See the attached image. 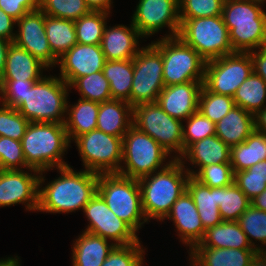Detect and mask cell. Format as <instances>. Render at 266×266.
I'll return each instance as SVG.
<instances>
[{
	"label": "cell",
	"instance_id": "1",
	"mask_svg": "<svg viewBox=\"0 0 266 266\" xmlns=\"http://www.w3.org/2000/svg\"><path fill=\"white\" fill-rule=\"evenodd\" d=\"M58 178L41 188L45 177L40 172L38 210L48 213H69L84 206L97 193L99 174L88 170L74 171L72 167H60Z\"/></svg>",
	"mask_w": 266,
	"mask_h": 266
},
{
	"label": "cell",
	"instance_id": "2",
	"mask_svg": "<svg viewBox=\"0 0 266 266\" xmlns=\"http://www.w3.org/2000/svg\"><path fill=\"white\" fill-rule=\"evenodd\" d=\"M179 159L164 169L138 179L141 189L142 210L148 219L163 221L176 200L186 191L190 174Z\"/></svg>",
	"mask_w": 266,
	"mask_h": 266
},
{
	"label": "cell",
	"instance_id": "3",
	"mask_svg": "<svg viewBox=\"0 0 266 266\" xmlns=\"http://www.w3.org/2000/svg\"><path fill=\"white\" fill-rule=\"evenodd\" d=\"M260 0H224L222 18L234 52L266 46V12Z\"/></svg>",
	"mask_w": 266,
	"mask_h": 266
},
{
	"label": "cell",
	"instance_id": "4",
	"mask_svg": "<svg viewBox=\"0 0 266 266\" xmlns=\"http://www.w3.org/2000/svg\"><path fill=\"white\" fill-rule=\"evenodd\" d=\"M29 168L46 172L69 166L63 154L70 147L64 123L30 122L21 140Z\"/></svg>",
	"mask_w": 266,
	"mask_h": 266
},
{
	"label": "cell",
	"instance_id": "5",
	"mask_svg": "<svg viewBox=\"0 0 266 266\" xmlns=\"http://www.w3.org/2000/svg\"><path fill=\"white\" fill-rule=\"evenodd\" d=\"M68 91L63 79L45 75L34 83L17 110L29 122L64 123Z\"/></svg>",
	"mask_w": 266,
	"mask_h": 266
},
{
	"label": "cell",
	"instance_id": "6",
	"mask_svg": "<svg viewBox=\"0 0 266 266\" xmlns=\"http://www.w3.org/2000/svg\"><path fill=\"white\" fill-rule=\"evenodd\" d=\"M97 193L109 209L135 232L145 222H148L142 210L138 179L125 177L118 173L99 174Z\"/></svg>",
	"mask_w": 266,
	"mask_h": 266
},
{
	"label": "cell",
	"instance_id": "7",
	"mask_svg": "<svg viewBox=\"0 0 266 266\" xmlns=\"http://www.w3.org/2000/svg\"><path fill=\"white\" fill-rule=\"evenodd\" d=\"M168 155L153 138L132 125L123 136L122 161L126 166L122 165L118 174L140 179L166 168L174 159L163 163Z\"/></svg>",
	"mask_w": 266,
	"mask_h": 266
},
{
	"label": "cell",
	"instance_id": "8",
	"mask_svg": "<svg viewBox=\"0 0 266 266\" xmlns=\"http://www.w3.org/2000/svg\"><path fill=\"white\" fill-rule=\"evenodd\" d=\"M151 43L162 55L165 86L204 80L206 60L180 37H162Z\"/></svg>",
	"mask_w": 266,
	"mask_h": 266
},
{
	"label": "cell",
	"instance_id": "9",
	"mask_svg": "<svg viewBox=\"0 0 266 266\" xmlns=\"http://www.w3.org/2000/svg\"><path fill=\"white\" fill-rule=\"evenodd\" d=\"M178 37L206 61L234 53L222 16L180 18Z\"/></svg>",
	"mask_w": 266,
	"mask_h": 266
},
{
	"label": "cell",
	"instance_id": "10",
	"mask_svg": "<svg viewBox=\"0 0 266 266\" xmlns=\"http://www.w3.org/2000/svg\"><path fill=\"white\" fill-rule=\"evenodd\" d=\"M183 122L169 116L157 102L140 103L133 107V125L153 138L170 155L178 153L179 159L184 153ZM171 152V153H170Z\"/></svg>",
	"mask_w": 266,
	"mask_h": 266
},
{
	"label": "cell",
	"instance_id": "11",
	"mask_svg": "<svg viewBox=\"0 0 266 266\" xmlns=\"http://www.w3.org/2000/svg\"><path fill=\"white\" fill-rule=\"evenodd\" d=\"M73 141L78 147L85 170L97 174L119 173L123 138L94 129Z\"/></svg>",
	"mask_w": 266,
	"mask_h": 266
},
{
	"label": "cell",
	"instance_id": "12",
	"mask_svg": "<svg viewBox=\"0 0 266 266\" xmlns=\"http://www.w3.org/2000/svg\"><path fill=\"white\" fill-rule=\"evenodd\" d=\"M133 81L130 92V105L155 103L164 89L163 59L161 52L151 43L141 47L133 58Z\"/></svg>",
	"mask_w": 266,
	"mask_h": 266
},
{
	"label": "cell",
	"instance_id": "13",
	"mask_svg": "<svg viewBox=\"0 0 266 266\" xmlns=\"http://www.w3.org/2000/svg\"><path fill=\"white\" fill-rule=\"evenodd\" d=\"M253 72L249 52H234L206 61L203 86L212 93L233 97Z\"/></svg>",
	"mask_w": 266,
	"mask_h": 266
},
{
	"label": "cell",
	"instance_id": "14",
	"mask_svg": "<svg viewBox=\"0 0 266 266\" xmlns=\"http://www.w3.org/2000/svg\"><path fill=\"white\" fill-rule=\"evenodd\" d=\"M83 212L89 221L85 232L110 239L115 245H129L139 241L137 233L109 209L98 193L84 206Z\"/></svg>",
	"mask_w": 266,
	"mask_h": 266
},
{
	"label": "cell",
	"instance_id": "15",
	"mask_svg": "<svg viewBox=\"0 0 266 266\" xmlns=\"http://www.w3.org/2000/svg\"><path fill=\"white\" fill-rule=\"evenodd\" d=\"M131 22L143 37H150L166 25L171 32L165 37L178 36L179 0H139Z\"/></svg>",
	"mask_w": 266,
	"mask_h": 266
},
{
	"label": "cell",
	"instance_id": "16",
	"mask_svg": "<svg viewBox=\"0 0 266 266\" xmlns=\"http://www.w3.org/2000/svg\"><path fill=\"white\" fill-rule=\"evenodd\" d=\"M18 33L13 43L25 49L48 68L57 65L58 58L52 53L45 30V14L38 8L16 21Z\"/></svg>",
	"mask_w": 266,
	"mask_h": 266
},
{
	"label": "cell",
	"instance_id": "17",
	"mask_svg": "<svg viewBox=\"0 0 266 266\" xmlns=\"http://www.w3.org/2000/svg\"><path fill=\"white\" fill-rule=\"evenodd\" d=\"M24 171L0 170V207L21 203L26 210H38L40 172Z\"/></svg>",
	"mask_w": 266,
	"mask_h": 266
},
{
	"label": "cell",
	"instance_id": "18",
	"mask_svg": "<svg viewBox=\"0 0 266 266\" xmlns=\"http://www.w3.org/2000/svg\"><path fill=\"white\" fill-rule=\"evenodd\" d=\"M105 62L101 45L76 43L58 59L59 77L70 86L79 77L103 71Z\"/></svg>",
	"mask_w": 266,
	"mask_h": 266
},
{
	"label": "cell",
	"instance_id": "19",
	"mask_svg": "<svg viewBox=\"0 0 266 266\" xmlns=\"http://www.w3.org/2000/svg\"><path fill=\"white\" fill-rule=\"evenodd\" d=\"M203 81H191L165 86L158 96V105L171 117L180 121L198 111Z\"/></svg>",
	"mask_w": 266,
	"mask_h": 266
},
{
	"label": "cell",
	"instance_id": "20",
	"mask_svg": "<svg viewBox=\"0 0 266 266\" xmlns=\"http://www.w3.org/2000/svg\"><path fill=\"white\" fill-rule=\"evenodd\" d=\"M167 218L173 221L178 236L183 244L189 245L190 251L202 241L206 230L202 225L196 205L187 190L173 204L165 219Z\"/></svg>",
	"mask_w": 266,
	"mask_h": 266
},
{
	"label": "cell",
	"instance_id": "21",
	"mask_svg": "<svg viewBox=\"0 0 266 266\" xmlns=\"http://www.w3.org/2000/svg\"><path fill=\"white\" fill-rule=\"evenodd\" d=\"M139 37L143 38L132 22L130 27L115 25L109 26V29L106 24L101 41L102 52L106 60L133 59L140 51L137 46Z\"/></svg>",
	"mask_w": 266,
	"mask_h": 266
},
{
	"label": "cell",
	"instance_id": "22",
	"mask_svg": "<svg viewBox=\"0 0 266 266\" xmlns=\"http://www.w3.org/2000/svg\"><path fill=\"white\" fill-rule=\"evenodd\" d=\"M230 154L231 148L219 137L213 135L191 144L179 160L184 164L185 159H188L190 164L198 167L196 171L185 169L190 176H194L204 166L230 163Z\"/></svg>",
	"mask_w": 266,
	"mask_h": 266
},
{
	"label": "cell",
	"instance_id": "23",
	"mask_svg": "<svg viewBox=\"0 0 266 266\" xmlns=\"http://www.w3.org/2000/svg\"><path fill=\"white\" fill-rule=\"evenodd\" d=\"M254 130V115L239 106L215 124V135L230 148L243 143Z\"/></svg>",
	"mask_w": 266,
	"mask_h": 266
},
{
	"label": "cell",
	"instance_id": "24",
	"mask_svg": "<svg viewBox=\"0 0 266 266\" xmlns=\"http://www.w3.org/2000/svg\"><path fill=\"white\" fill-rule=\"evenodd\" d=\"M47 68L40 60L13 42L8 48L5 69L0 80H40Z\"/></svg>",
	"mask_w": 266,
	"mask_h": 266
},
{
	"label": "cell",
	"instance_id": "25",
	"mask_svg": "<svg viewBox=\"0 0 266 266\" xmlns=\"http://www.w3.org/2000/svg\"><path fill=\"white\" fill-rule=\"evenodd\" d=\"M133 125V107L122 100L99 103L97 129L123 138Z\"/></svg>",
	"mask_w": 266,
	"mask_h": 266
},
{
	"label": "cell",
	"instance_id": "26",
	"mask_svg": "<svg viewBox=\"0 0 266 266\" xmlns=\"http://www.w3.org/2000/svg\"><path fill=\"white\" fill-rule=\"evenodd\" d=\"M255 249L194 247L189 253L191 266H249Z\"/></svg>",
	"mask_w": 266,
	"mask_h": 266
},
{
	"label": "cell",
	"instance_id": "27",
	"mask_svg": "<svg viewBox=\"0 0 266 266\" xmlns=\"http://www.w3.org/2000/svg\"><path fill=\"white\" fill-rule=\"evenodd\" d=\"M115 246L103 237L82 231L72 247V265L101 266Z\"/></svg>",
	"mask_w": 266,
	"mask_h": 266
},
{
	"label": "cell",
	"instance_id": "28",
	"mask_svg": "<svg viewBox=\"0 0 266 266\" xmlns=\"http://www.w3.org/2000/svg\"><path fill=\"white\" fill-rule=\"evenodd\" d=\"M186 190L196 205L205 230L223 221L218 207V187L210 188L190 176Z\"/></svg>",
	"mask_w": 266,
	"mask_h": 266
},
{
	"label": "cell",
	"instance_id": "29",
	"mask_svg": "<svg viewBox=\"0 0 266 266\" xmlns=\"http://www.w3.org/2000/svg\"><path fill=\"white\" fill-rule=\"evenodd\" d=\"M195 247L254 249L237 221H222L208 228Z\"/></svg>",
	"mask_w": 266,
	"mask_h": 266
},
{
	"label": "cell",
	"instance_id": "30",
	"mask_svg": "<svg viewBox=\"0 0 266 266\" xmlns=\"http://www.w3.org/2000/svg\"><path fill=\"white\" fill-rule=\"evenodd\" d=\"M70 106L67 103L68 117L65 118L64 125L71 143L76 137L97 129L99 103L80 98L77 104Z\"/></svg>",
	"mask_w": 266,
	"mask_h": 266
},
{
	"label": "cell",
	"instance_id": "31",
	"mask_svg": "<svg viewBox=\"0 0 266 266\" xmlns=\"http://www.w3.org/2000/svg\"><path fill=\"white\" fill-rule=\"evenodd\" d=\"M265 160L266 135L263 133L254 130L243 143L231 147L230 164L234 173Z\"/></svg>",
	"mask_w": 266,
	"mask_h": 266
},
{
	"label": "cell",
	"instance_id": "32",
	"mask_svg": "<svg viewBox=\"0 0 266 266\" xmlns=\"http://www.w3.org/2000/svg\"><path fill=\"white\" fill-rule=\"evenodd\" d=\"M133 73V59L106 60L103 74L109 81L112 100H122L130 104Z\"/></svg>",
	"mask_w": 266,
	"mask_h": 266
},
{
	"label": "cell",
	"instance_id": "33",
	"mask_svg": "<svg viewBox=\"0 0 266 266\" xmlns=\"http://www.w3.org/2000/svg\"><path fill=\"white\" fill-rule=\"evenodd\" d=\"M45 30L52 53L58 59L77 43L73 20L45 15Z\"/></svg>",
	"mask_w": 266,
	"mask_h": 266
},
{
	"label": "cell",
	"instance_id": "34",
	"mask_svg": "<svg viewBox=\"0 0 266 266\" xmlns=\"http://www.w3.org/2000/svg\"><path fill=\"white\" fill-rule=\"evenodd\" d=\"M233 100L235 106L255 115L266 107V83L254 72L236 90Z\"/></svg>",
	"mask_w": 266,
	"mask_h": 266
},
{
	"label": "cell",
	"instance_id": "35",
	"mask_svg": "<svg viewBox=\"0 0 266 266\" xmlns=\"http://www.w3.org/2000/svg\"><path fill=\"white\" fill-rule=\"evenodd\" d=\"M250 201L234 182L218 187V207L223 221H237L251 205Z\"/></svg>",
	"mask_w": 266,
	"mask_h": 266
},
{
	"label": "cell",
	"instance_id": "36",
	"mask_svg": "<svg viewBox=\"0 0 266 266\" xmlns=\"http://www.w3.org/2000/svg\"><path fill=\"white\" fill-rule=\"evenodd\" d=\"M108 12L93 11L74 21L77 43L101 45Z\"/></svg>",
	"mask_w": 266,
	"mask_h": 266
},
{
	"label": "cell",
	"instance_id": "37",
	"mask_svg": "<svg viewBox=\"0 0 266 266\" xmlns=\"http://www.w3.org/2000/svg\"><path fill=\"white\" fill-rule=\"evenodd\" d=\"M79 91L82 99L97 103L112 100L109 81L103 71L77 78L70 86Z\"/></svg>",
	"mask_w": 266,
	"mask_h": 266
},
{
	"label": "cell",
	"instance_id": "38",
	"mask_svg": "<svg viewBox=\"0 0 266 266\" xmlns=\"http://www.w3.org/2000/svg\"><path fill=\"white\" fill-rule=\"evenodd\" d=\"M237 222L246 234L252 248L257 251H264L265 248L257 247L253 239L256 242L259 241L262 245H266V211H261L250 205L238 218Z\"/></svg>",
	"mask_w": 266,
	"mask_h": 266
},
{
	"label": "cell",
	"instance_id": "39",
	"mask_svg": "<svg viewBox=\"0 0 266 266\" xmlns=\"http://www.w3.org/2000/svg\"><path fill=\"white\" fill-rule=\"evenodd\" d=\"M235 106L233 97L212 93L204 86L199 95L198 111L213 123H217Z\"/></svg>",
	"mask_w": 266,
	"mask_h": 266
},
{
	"label": "cell",
	"instance_id": "40",
	"mask_svg": "<svg viewBox=\"0 0 266 266\" xmlns=\"http://www.w3.org/2000/svg\"><path fill=\"white\" fill-rule=\"evenodd\" d=\"M234 183L252 200L266 189V160L234 173Z\"/></svg>",
	"mask_w": 266,
	"mask_h": 266
},
{
	"label": "cell",
	"instance_id": "41",
	"mask_svg": "<svg viewBox=\"0 0 266 266\" xmlns=\"http://www.w3.org/2000/svg\"><path fill=\"white\" fill-rule=\"evenodd\" d=\"M39 8L47 16L73 21L91 11L85 0H39Z\"/></svg>",
	"mask_w": 266,
	"mask_h": 266
},
{
	"label": "cell",
	"instance_id": "42",
	"mask_svg": "<svg viewBox=\"0 0 266 266\" xmlns=\"http://www.w3.org/2000/svg\"><path fill=\"white\" fill-rule=\"evenodd\" d=\"M22 167L31 173L39 172L27 166L21 141L0 136V170H22Z\"/></svg>",
	"mask_w": 266,
	"mask_h": 266
},
{
	"label": "cell",
	"instance_id": "43",
	"mask_svg": "<svg viewBox=\"0 0 266 266\" xmlns=\"http://www.w3.org/2000/svg\"><path fill=\"white\" fill-rule=\"evenodd\" d=\"M29 121L11 106H0V136L21 141Z\"/></svg>",
	"mask_w": 266,
	"mask_h": 266
},
{
	"label": "cell",
	"instance_id": "44",
	"mask_svg": "<svg viewBox=\"0 0 266 266\" xmlns=\"http://www.w3.org/2000/svg\"><path fill=\"white\" fill-rule=\"evenodd\" d=\"M140 241L116 245L101 266H143L145 250Z\"/></svg>",
	"mask_w": 266,
	"mask_h": 266
},
{
	"label": "cell",
	"instance_id": "45",
	"mask_svg": "<svg viewBox=\"0 0 266 266\" xmlns=\"http://www.w3.org/2000/svg\"><path fill=\"white\" fill-rule=\"evenodd\" d=\"M183 126L184 151L193 143L215 135V123L205 117L200 111H196Z\"/></svg>",
	"mask_w": 266,
	"mask_h": 266
},
{
	"label": "cell",
	"instance_id": "46",
	"mask_svg": "<svg viewBox=\"0 0 266 266\" xmlns=\"http://www.w3.org/2000/svg\"><path fill=\"white\" fill-rule=\"evenodd\" d=\"M193 177L210 188L230 186L234 182V172L230 163L204 166Z\"/></svg>",
	"mask_w": 266,
	"mask_h": 266
},
{
	"label": "cell",
	"instance_id": "47",
	"mask_svg": "<svg viewBox=\"0 0 266 266\" xmlns=\"http://www.w3.org/2000/svg\"><path fill=\"white\" fill-rule=\"evenodd\" d=\"M224 0H179V18L222 16Z\"/></svg>",
	"mask_w": 266,
	"mask_h": 266
},
{
	"label": "cell",
	"instance_id": "48",
	"mask_svg": "<svg viewBox=\"0 0 266 266\" xmlns=\"http://www.w3.org/2000/svg\"><path fill=\"white\" fill-rule=\"evenodd\" d=\"M37 81L39 80H0L1 104L17 109Z\"/></svg>",
	"mask_w": 266,
	"mask_h": 266
},
{
	"label": "cell",
	"instance_id": "49",
	"mask_svg": "<svg viewBox=\"0 0 266 266\" xmlns=\"http://www.w3.org/2000/svg\"><path fill=\"white\" fill-rule=\"evenodd\" d=\"M0 8L16 21L39 8V0H0Z\"/></svg>",
	"mask_w": 266,
	"mask_h": 266
},
{
	"label": "cell",
	"instance_id": "50",
	"mask_svg": "<svg viewBox=\"0 0 266 266\" xmlns=\"http://www.w3.org/2000/svg\"><path fill=\"white\" fill-rule=\"evenodd\" d=\"M257 51L249 52L253 63V72L266 83V46L258 48Z\"/></svg>",
	"mask_w": 266,
	"mask_h": 266
},
{
	"label": "cell",
	"instance_id": "51",
	"mask_svg": "<svg viewBox=\"0 0 266 266\" xmlns=\"http://www.w3.org/2000/svg\"><path fill=\"white\" fill-rule=\"evenodd\" d=\"M14 25H16V20L0 8V38L13 42L17 32L13 33Z\"/></svg>",
	"mask_w": 266,
	"mask_h": 266
},
{
	"label": "cell",
	"instance_id": "52",
	"mask_svg": "<svg viewBox=\"0 0 266 266\" xmlns=\"http://www.w3.org/2000/svg\"><path fill=\"white\" fill-rule=\"evenodd\" d=\"M87 6L93 11H105L110 13L112 0H85Z\"/></svg>",
	"mask_w": 266,
	"mask_h": 266
},
{
	"label": "cell",
	"instance_id": "53",
	"mask_svg": "<svg viewBox=\"0 0 266 266\" xmlns=\"http://www.w3.org/2000/svg\"><path fill=\"white\" fill-rule=\"evenodd\" d=\"M255 131L266 135V107L254 115Z\"/></svg>",
	"mask_w": 266,
	"mask_h": 266
},
{
	"label": "cell",
	"instance_id": "54",
	"mask_svg": "<svg viewBox=\"0 0 266 266\" xmlns=\"http://www.w3.org/2000/svg\"><path fill=\"white\" fill-rule=\"evenodd\" d=\"M11 41L0 38V77L5 69V62L7 58L8 48L11 45Z\"/></svg>",
	"mask_w": 266,
	"mask_h": 266
},
{
	"label": "cell",
	"instance_id": "55",
	"mask_svg": "<svg viewBox=\"0 0 266 266\" xmlns=\"http://www.w3.org/2000/svg\"><path fill=\"white\" fill-rule=\"evenodd\" d=\"M249 266H266V249L256 251L250 260Z\"/></svg>",
	"mask_w": 266,
	"mask_h": 266
},
{
	"label": "cell",
	"instance_id": "56",
	"mask_svg": "<svg viewBox=\"0 0 266 266\" xmlns=\"http://www.w3.org/2000/svg\"><path fill=\"white\" fill-rule=\"evenodd\" d=\"M251 205L261 211H266V189L256 197H254L251 201Z\"/></svg>",
	"mask_w": 266,
	"mask_h": 266
},
{
	"label": "cell",
	"instance_id": "57",
	"mask_svg": "<svg viewBox=\"0 0 266 266\" xmlns=\"http://www.w3.org/2000/svg\"><path fill=\"white\" fill-rule=\"evenodd\" d=\"M17 257V258H16ZM20 258L18 256L8 257L0 260V266H20Z\"/></svg>",
	"mask_w": 266,
	"mask_h": 266
}]
</instances>
